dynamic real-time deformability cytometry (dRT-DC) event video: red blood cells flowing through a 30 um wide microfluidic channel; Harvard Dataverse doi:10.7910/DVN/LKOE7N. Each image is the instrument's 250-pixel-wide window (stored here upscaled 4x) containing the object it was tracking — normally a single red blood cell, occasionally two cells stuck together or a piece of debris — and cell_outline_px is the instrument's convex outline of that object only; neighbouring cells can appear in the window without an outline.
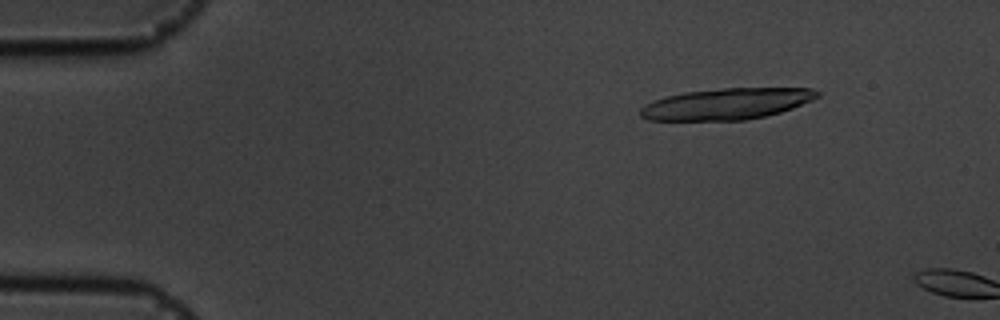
{"species": "common noctule bat (a hibernating species)", "species_latin": "Nyctalus noctula", "temperature_condition": "cold", "stored_images_in_passage": 9, "camera_frame_rate_fps": 3000, "um_per_image_px": 0.085, "animal": {"sex": "male", "body_mass_g": 19.5, "forearm_length_mm": 54.6}, "frame": {"image": 1, "passage_image": 7, "time_ms": 2.0, "image_size_px": [1000, 320], "cell_outline_px": [[820, 96], [812, 100], [792, 108], [780, 112], [764, 116], [744, 120], [648, 120], [640, 116], [640, 108], [656, 100], [668, 96], [684, 92], [724, 88], [812, 88], [820, 92]], "centroid_in_image_um": [61.8, 8.82], "position_along_channel_um": 23.2, "area_um2": 31.96}}